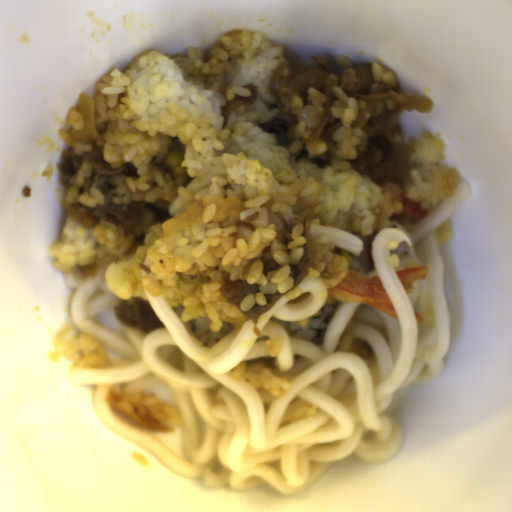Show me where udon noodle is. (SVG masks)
Returning <instances> with one entry per match:
<instances>
[{
    "label": "udon noodle",
    "mask_w": 512,
    "mask_h": 512,
    "mask_svg": "<svg viewBox=\"0 0 512 512\" xmlns=\"http://www.w3.org/2000/svg\"><path fill=\"white\" fill-rule=\"evenodd\" d=\"M471 192L459 181L453 195L415 224L392 222L368 235L309 227L310 237L345 259L346 270L379 278L397 318L364 303H326V285L305 276L299 296H283L258 317L260 337L253 320L218 331L207 316L184 322V306L170 307L162 292L153 296L143 288L164 325L145 334L117 321L114 308L122 300L105 280L108 266L128 251L64 269L74 289L69 310L75 325L129 359L104 368L76 366L70 381L94 386L93 409L108 429L207 487L243 492L270 486L291 496L352 454L365 463L391 459L404 444L399 419L383 414L393 396L443 371L450 331L436 230ZM421 266L428 267L426 278L404 292L394 273ZM278 336L283 349L271 358L265 343ZM256 361L288 380L285 395L269 397L230 374L238 363ZM112 388L155 394L177 408L184 423L172 432L144 428L108 405ZM303 404L316 407V414L290 423Z\"/></svg>",
    "instance_id": "udon-noodle-1"
},
{
    "label": "udon noodle",
    "mask_w": 512,
    "mask_h": 512,
    "mask_svg": "<svg viewBox=\"0 0 512 512\" xmlns=\"http://www.w3.org/2000/svg\"><path fill=\"white\" fill-rule=\"evenodd\" d=\"M141 270H142V277L149 276L152 280H154L159 285V279H157L154 271L149 268L148 258H146L142 262Z\"/></svg>",
    "instance_id": "udon-noodle-2"
}]
</instances>
